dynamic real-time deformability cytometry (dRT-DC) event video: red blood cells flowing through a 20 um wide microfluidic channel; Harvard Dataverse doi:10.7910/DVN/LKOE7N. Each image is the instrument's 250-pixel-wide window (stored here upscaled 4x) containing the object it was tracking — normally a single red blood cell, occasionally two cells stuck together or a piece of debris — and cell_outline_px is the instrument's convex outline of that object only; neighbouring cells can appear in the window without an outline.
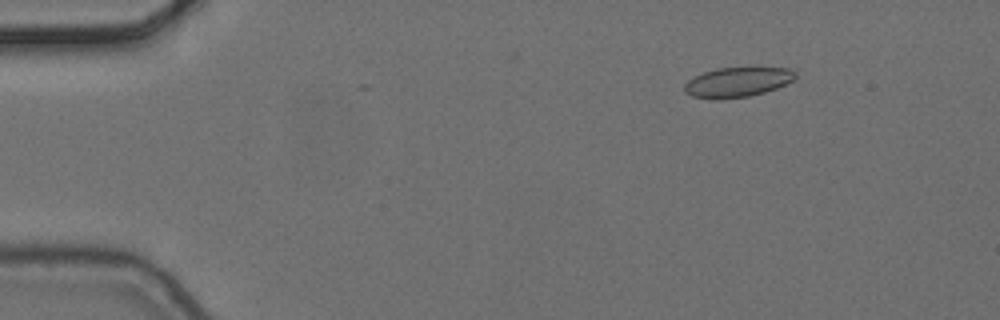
{"species": "common noctule bat (a hibernating species)", "species_latin": "Nyctalus noctula", "temperature_condition": "cold", "stored_images_in_passage": 10, "camera_frame_rate_fps": 3000, "um_per_image_px": 0.085, "animal": {"sex": "female", "body_mass_g": 24.6, "forearm_length_mm": 56.2}, "frame": {"image": 1, "passage_image": 2, "time_ms": 0.333, "image_size_px": [1000, 320], "cell_outline_px": [[796, 76], [792, 80], [776, 88], [764, 92], [748, 96], [720, 100], [716, 100], [692, 96], [684, 92], [684, 84], [688, 80], [704, 72], [716, 68], [756, 64], [788, 68], [796, 72]], "centroid_in_image_um": [62.71, 6.93], "position_along_channel_um": 22.3, "area_um2": 20.17}}
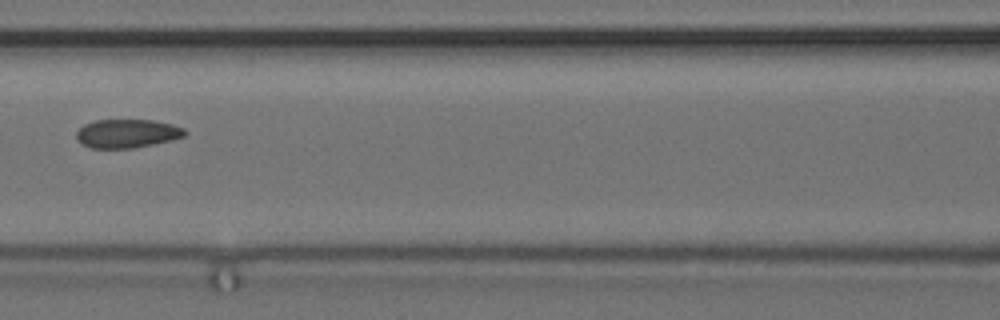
{"frame": {"image": 2, "passage_image": 7, "time_ms": 2.0, "image_size_px": [1000, 320], "cell_outline_px": [[188, 132], [184, 136], [172, 140], [132, 148], [92, 148], [84, 144], [76, 136], [76, 132], [84, 124], [96, 120], [152, 120], [172, 124], [184, 128]], "centroid_in_image_um": [10.84, 11.34], "position_along_channel_um": 155.8, "area_um2": 17.92}}
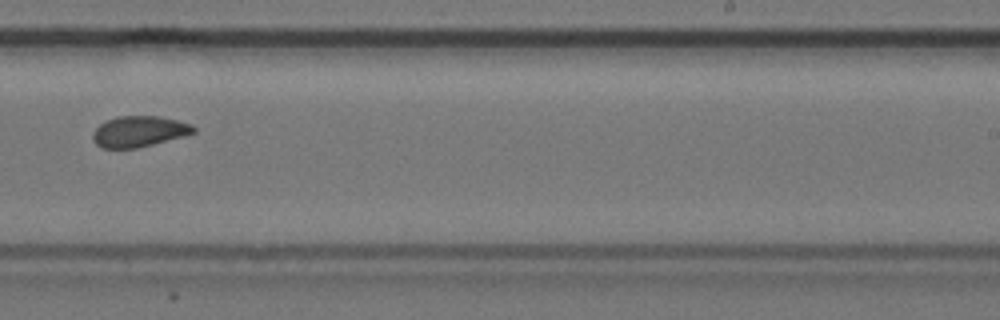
{"frame": {"image": 3, "passage_image": 10, "time_ms": 3.0, "image_size_px": [1000, 320], "cell_outline_px": [[196, 132], [184, 136], [136, 148], [100, 148], [96, 144], [92, 136], [92, 132], [100, 124], [116, 116], [160, 116], [192, 124], [196, 128]], "centroid_in_image_um": [11.82, 11.17], "position_along_channel_um": 277.2, "area_um2": 18.09}}